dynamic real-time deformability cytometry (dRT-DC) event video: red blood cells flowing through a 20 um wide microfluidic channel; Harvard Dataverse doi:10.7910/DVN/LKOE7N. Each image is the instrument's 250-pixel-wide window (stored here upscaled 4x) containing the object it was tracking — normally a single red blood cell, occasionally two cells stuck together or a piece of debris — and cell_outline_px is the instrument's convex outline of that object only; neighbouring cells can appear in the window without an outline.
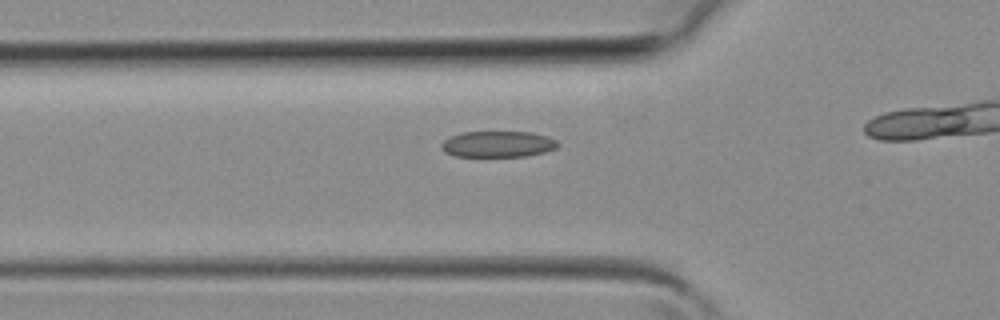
{"species": "common noctule bat (a hibernating species)", "species_latin": "Nyctalus noctula", "temperature_condition": "room temperature", "stored_images_in_passage": 16, "camera_frame_rate_fps": 3000, "um_per_image_px": 0.085, "animal": {"sex": "female", "body_mass_g": 19.3, "forearm_length_mm": 54.1}, "frame": {"image": 1, "passage_image": 5, "time_ms": 1.333, "image_size_px": [1000, 320], "cell_outline_px": [[560, 144], [556, 148], [544, 152], [524, 156], [456, 156], [448, 152], [440, 144], [444, 140], [452, 136], [464, 132], [532, 132], [556, 140]], "centroid_in_image_um": [42.36, 12.24], "position_along_channel_um": 83.4, "area_um2": 17.34}}
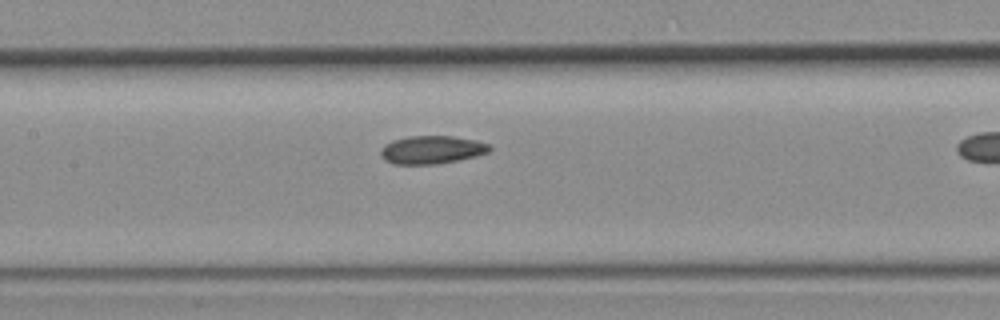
{"frame": {"image": 2, "passage_image": 10, "time_ms": 3.0, "image_size_px": [1000, 320], "cell_outline_px": [[492, 148], [488, 152], [476, 156], [436, 164], [396, 164], [384, 160], [380, 156], [380, 148], [384, 144], [392, 140], [408, 136], [452, 136], [476, 140], [488, 144]], "centroid_in_image_um": [36.66, 12.72], "position_along_channel_um": 170.7, "area_um2": 17.86}}
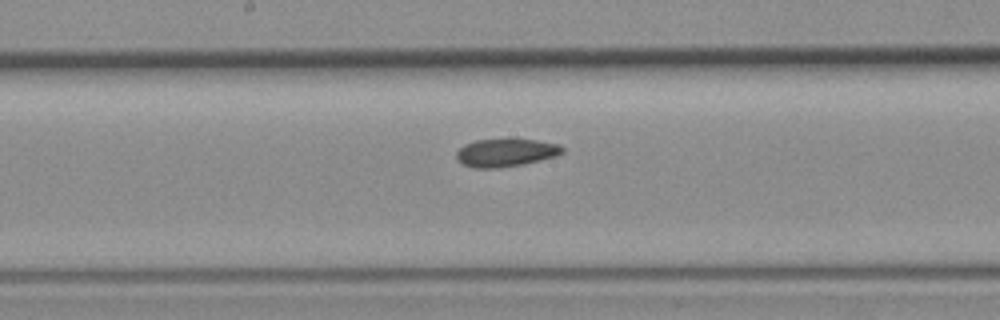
{"frame": {"image": 3, "passage_image": 12, "time_ms": 3.667, "image_size_px": [1000, 320], "cell_outline_px": [[564, 152], [556, 156], [524, 164], [500, 168], [472, 168], [456, 160], [456, 152], [464, 144], [476, 140], [536, 140], [560, 144], [564, 148]], "centroid_in_image_um": [42.99, 12.99], "position_along_channel_um": 205.2, "area_um2": 17.22}}